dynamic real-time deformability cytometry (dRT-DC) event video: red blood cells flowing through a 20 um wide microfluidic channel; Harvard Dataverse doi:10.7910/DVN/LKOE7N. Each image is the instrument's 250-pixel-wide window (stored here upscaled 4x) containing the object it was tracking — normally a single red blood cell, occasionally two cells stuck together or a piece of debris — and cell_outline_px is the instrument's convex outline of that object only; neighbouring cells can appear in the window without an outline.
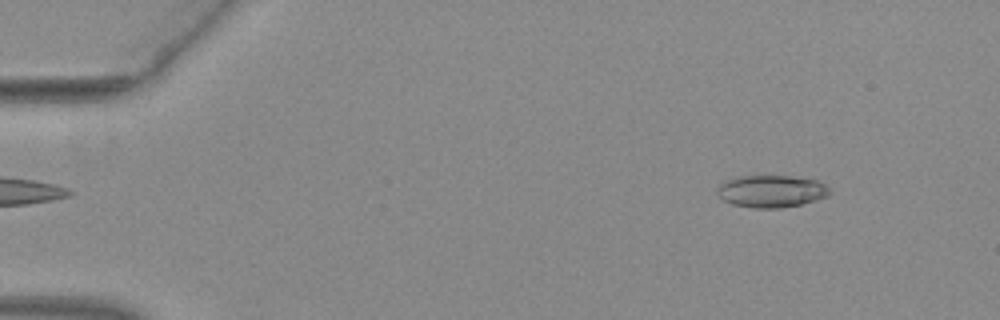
{"species": "common noctule bat (a hibernating species)", "species_latin": "Nyctalus noctula", "temperature_condition": "warm", "stored_images_in_passage": 18, "camera_frame_rate_fps": 3000, "um_per_image_px": 0.085, "animal": {"sex": "female", "body_mass_g": 29.2, "forearm_length_mm": 56.3}, "frame": {"image": 1, "passage_image": 1, "time_ms": 0.0, "image_size_px": [1000, 320], "cell_outline_px": [[832, 192], [828, 196], [800, 204], [780, 208], [752, 208], [732, 204], [724, 200], [716, 192], [716, 188], [720, 184], [728, 180], [740, 176], [788, 176], [816, 180], [824, 184]], "centroid_in_image_um": [65.55, 16.26], "position_along_channel_um": 19.4, "area_um2": 20.92}}
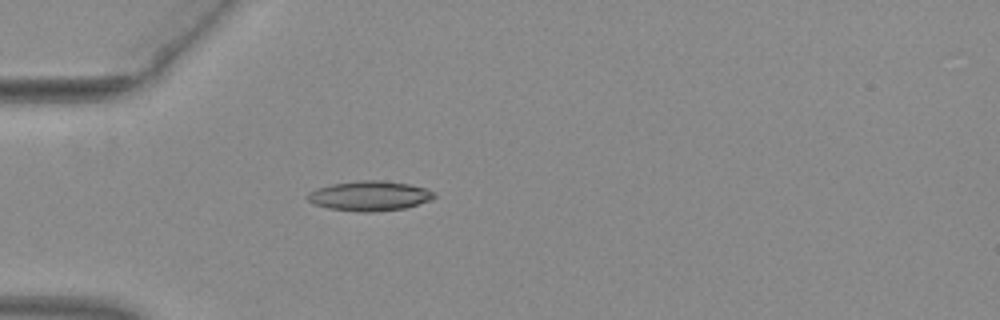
{"frame": {"image": 2, "passage_image": 11, "time_ms": 3.333, "image_size_px": [1000, 320], "cell_outline_px": [[436, 196], [432, 200], [404, 208], [372, 212], [360, 212], [328, 208], [312, 204], [308, 200], [308, 192], [316, 188], [332, 184], [360, 180], [384, 180], [408, 184], [428, 188], [436, 192]], "centroid_in_image_um": [31.44, 16.64], "position_along_channel_um": 53.6, "area_um2": 22.2}}
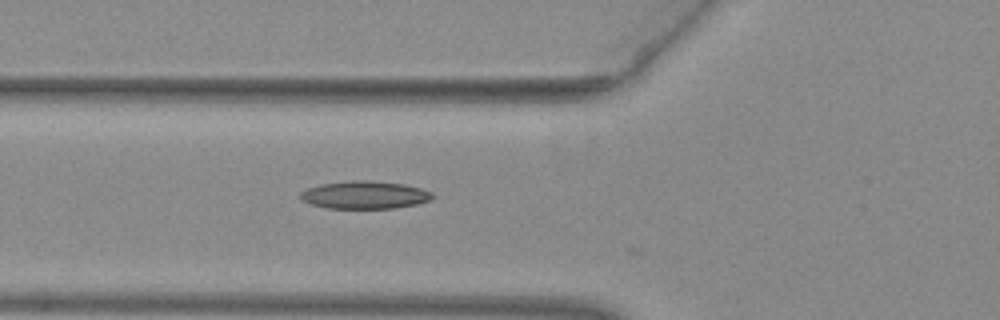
{"frame": {"image": 3, "passage_image": 15, "time_ms": 4.667, "image_size_px": [1000, 320], "cell_outline_px": [[432, 200], [416, 204], [396, 208], [328, 208], [312, 204], [300, 200], [300, 192], [308, 188], [320, 184], [348, 180], [368, 180], [404, 184], [420, 188], [432, 192]], "centroid_in_image_um": [30.99, 16.56], "position_along_channel_um": 94.8, "area_um2": 21.39}}